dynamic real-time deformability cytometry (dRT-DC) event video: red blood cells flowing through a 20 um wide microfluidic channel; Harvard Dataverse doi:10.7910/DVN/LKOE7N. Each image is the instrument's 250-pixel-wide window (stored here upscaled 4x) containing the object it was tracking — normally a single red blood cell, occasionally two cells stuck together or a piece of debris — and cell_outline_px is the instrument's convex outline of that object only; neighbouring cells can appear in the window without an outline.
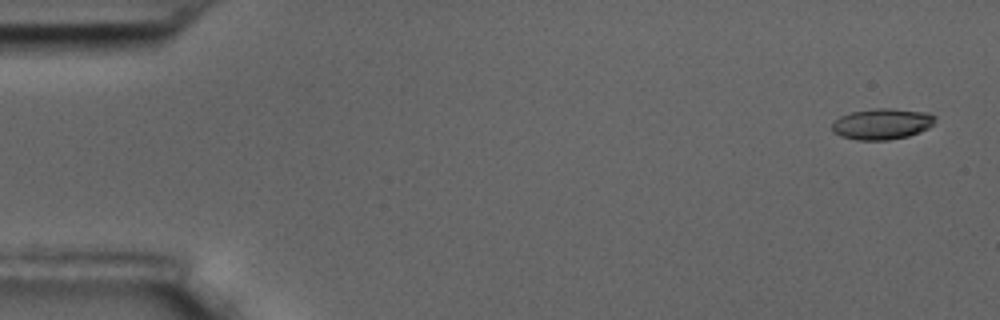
{"species": "common noctule bat (a hibernating species)", "species_latin": "Nyctalus noctula", "temperature_condition": "room temperature", "stored_images_in_passage": 8, "camera_frame_rate_fps": 3000, "um_per_image_px": 0.085, "animal": {"sex": "male", "body_mass_g": 17.5, "forearm_length_mm": 52.3}, "frame": {"image": 1, "passage_image": 1, "time_ms": 0.0, "image_size_px": [1000, 320], "cell_outline_px": [[936, 116], [932, 124], [928, 128], [920, 132], [908, 136], [888, 140], [856, 140], [840, 136], [832, 132], [832, 124], [840, 116], [852, 112], [872, 108], [892, 108], [928, 112]], "centroid_in_image_um": [74.97, 10.53], "position_along_channel_um": 10.0, "area_um2": 18.73}}
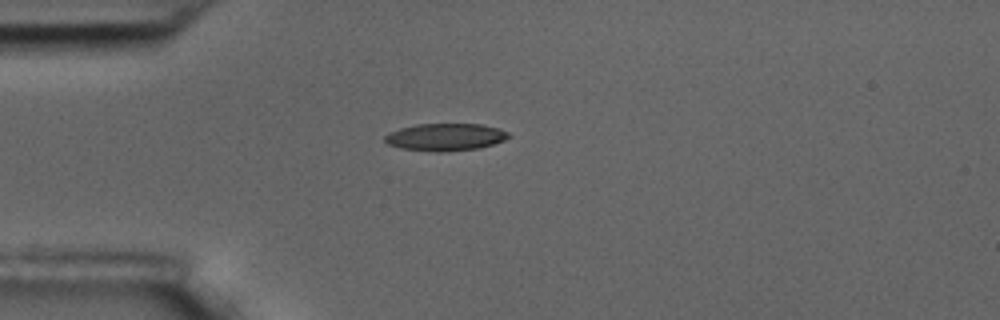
{"frame": {"image": 2, "passage_image": 4, "time_ms": 1.0, "image_size_px": [1000, 320], "cell_outline_px": [[512, 136], [504, 140], [480, 148], [440, 152], [400, 148], [388, 144], [384, 140], [384, 136], [388, 132], [400, 128], [416, 124], [480, 124], [500, 128], [508, 132]], "centroid_in_image_um": [37.86, 11.64], "position_along_channel_um": 47.1, "area_um2": 19.77}}
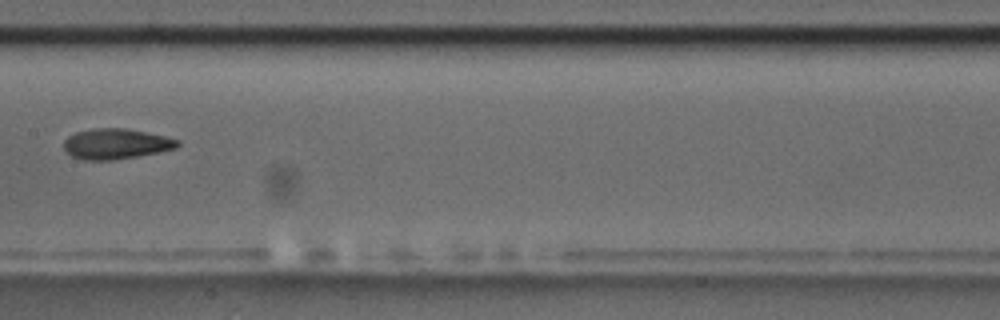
{"frame": {"image": 3, "passage_image": 8, "time_ms": 2.333, "image_size_px": [1000, 320], "cell_outline_px": [[180, 144], [176, 148], [136, 156], [112, 160], [84, 160], [72, 156], [64, 148], [64, 140], [68, 136], [76, 132], [92, 128], [124, 128], [164, 136], [180, 140]], "centroid_in_image_um": [9.83, 12.22], "position_along_channel_um": 197.6, "area_um2": 19.94}}